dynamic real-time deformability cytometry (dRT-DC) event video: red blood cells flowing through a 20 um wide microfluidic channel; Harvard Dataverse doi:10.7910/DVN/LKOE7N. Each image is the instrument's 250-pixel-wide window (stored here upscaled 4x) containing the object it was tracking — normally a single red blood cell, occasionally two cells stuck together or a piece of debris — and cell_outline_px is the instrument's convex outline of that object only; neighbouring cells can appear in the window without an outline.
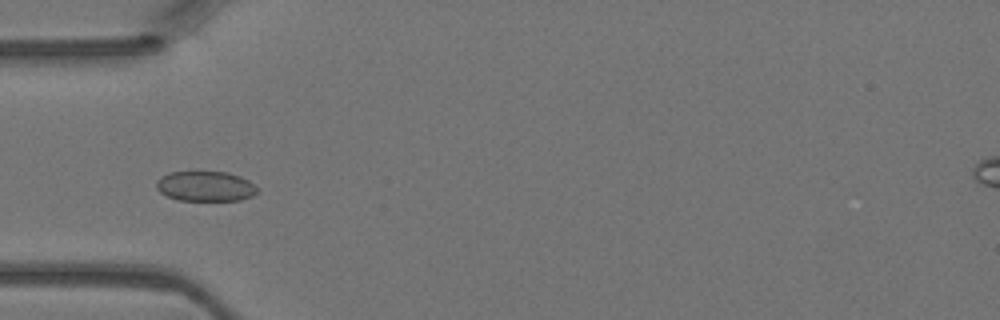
{"species": "Egyptian fruit bat (a non-hibernating species)", "species_latin": "Rousettus aegyptiacus", "temperature_condition": "warm", "stored_images_in_passage": 4, "camera_frame_rate_fps": 3000, "um_per_image_px": 0.085, "animal": {"sex": "female"}, "frame": {"image": 1, "passage_image": 4, "time_ms": 1.0, "image_size_px": [1000, 320], "cell_outline_px": [[256, 192], [252, 196], [240, 200], [180, 200], [168, 196], [160, 192], [156, 188], [156, 180], [160, 176], [172, 172], [228, 172], [240, 176], [248, 180], [256, 188]], "centroid_in_image_um": [17.43, 15.82], "position_along_channel_um": 67.6, "area_um2": 17.51}}